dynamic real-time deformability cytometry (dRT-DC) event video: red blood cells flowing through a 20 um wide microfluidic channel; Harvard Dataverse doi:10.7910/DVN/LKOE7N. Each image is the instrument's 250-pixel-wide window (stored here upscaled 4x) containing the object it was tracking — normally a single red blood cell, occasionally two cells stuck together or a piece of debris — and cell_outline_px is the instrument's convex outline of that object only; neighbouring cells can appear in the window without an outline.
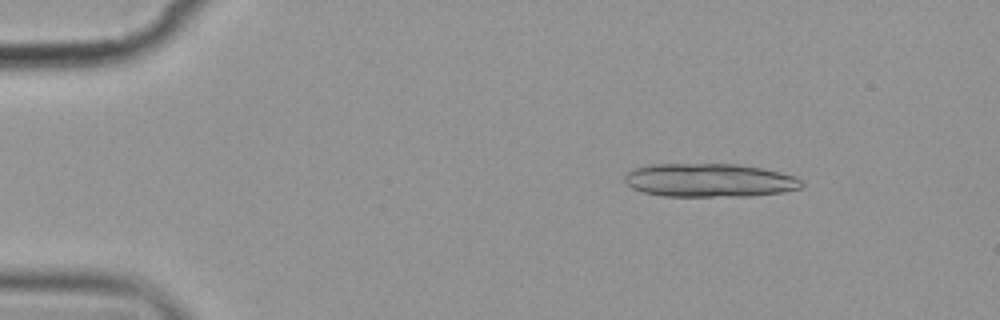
{"species": "common noctule bat (a hibernating species)", "species_latin": "Nyctalus noctula", "temperature_condition": "cold", "stored_images_in_passage": 5, "camera_frame_rate_fps": 3000, "um_per_image_px": 0.085, "animal": {"sex": "female", "body_mass_g": 19.9}, "frame": {"image": 1, "passage_image": 3, "time_ms": 2.333, "image_size_px": [1000, 320], "cell_outline_px": [[804, 184], [800, 188], [784, 192], [752, 196], [664, 196], [644, 192], [632, 188], [624, 180], [624, 176], [632, 168], [648, 164], [736, 164], [760, 168], [796, 176]], "centroid_in_image_um": [60.29, 15.32], "position_along_channel_um": 24.7, "area_um2": 34.62}}